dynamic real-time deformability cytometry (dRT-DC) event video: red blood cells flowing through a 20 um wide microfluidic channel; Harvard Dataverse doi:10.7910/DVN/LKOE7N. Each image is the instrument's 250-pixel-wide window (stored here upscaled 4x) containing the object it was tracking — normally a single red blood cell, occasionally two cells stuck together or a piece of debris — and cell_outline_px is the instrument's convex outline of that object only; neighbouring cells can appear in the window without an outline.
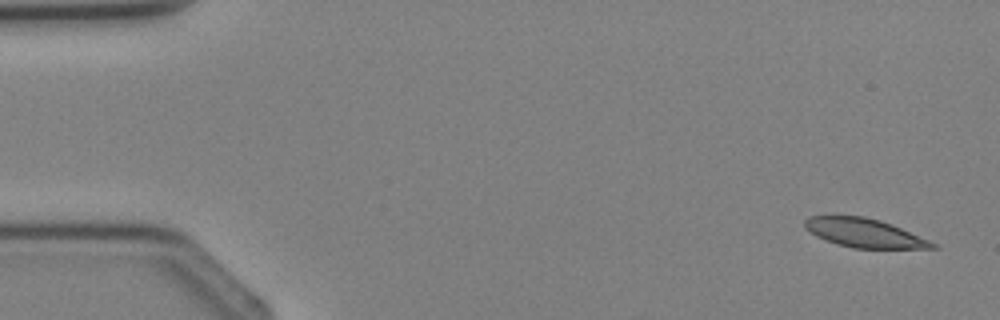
{"species": "Egyptian fruit bat (a non-hibernating species)", "species_latin": "Rousettus aegyptiacus", "temperature_condition": "cold", "stored_images_in_passage": 3, "camera_frame_rate_fps": 3000, "um_per_image_px": 0.085, "animal": {"sex": "female"}, "frame": {"image": 1, "passage_image": 1, "time_ms": 0.0, "image_size_px": [1000, 320], "cell_outline_px": [[940, 248], [852, 248], [836, 244], [816, 236], [804, 228], [804, 220], [808, 216], [864, 216], [880, 220], [892, 224], [940, 244]], "centroid_in_image_um": [73.5, 19.8], "position_along_channel_um": 11.5, "area_um2": 21.62}}